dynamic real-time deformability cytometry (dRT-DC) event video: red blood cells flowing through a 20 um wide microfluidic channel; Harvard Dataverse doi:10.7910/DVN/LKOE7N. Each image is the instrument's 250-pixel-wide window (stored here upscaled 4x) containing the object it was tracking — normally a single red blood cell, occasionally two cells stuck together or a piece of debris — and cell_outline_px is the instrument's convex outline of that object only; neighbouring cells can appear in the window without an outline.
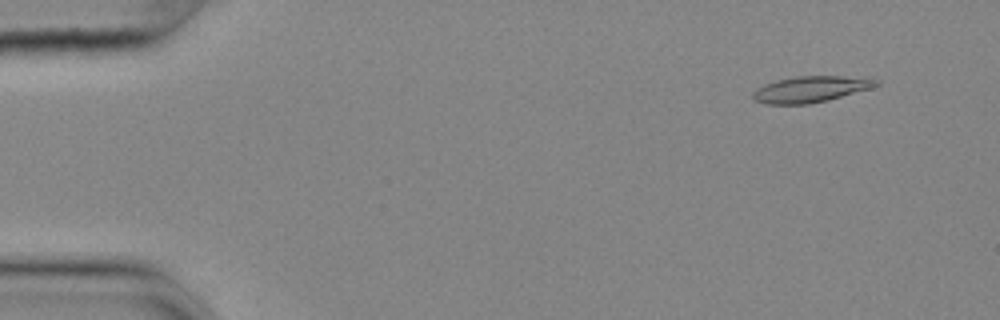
{"species": "common noctule bat (a hibernating species)", "species_latin": "Nyctalus noctula", "temperature_condition": "cold", "stored_images_in_passage": 57, "segment_of_instrument_passage": [1, 2], "camera_frame_rate_fps": 3000, "um_per_image_px": 0.085, "animal": {"sex": "female", "body_mass_g": 25.1}, "frame": {"image": 1, "passage_image": 5, "time_ms": 1.333, "image_size_px": [1000, 320], "cell_outline_px": [[880, 84], [872, 88], [828, 100], [808, 104], [764, 104], [756, 100], [752, 96], [752, 92], [756, 88], [764, 84], [776, 80], [796, 76], [872, 76], [880, 80]], "centroid_in_image_um": [68.99, 7.56], "position_along_channel_um": 16.0, "area_um2": 19.19}}
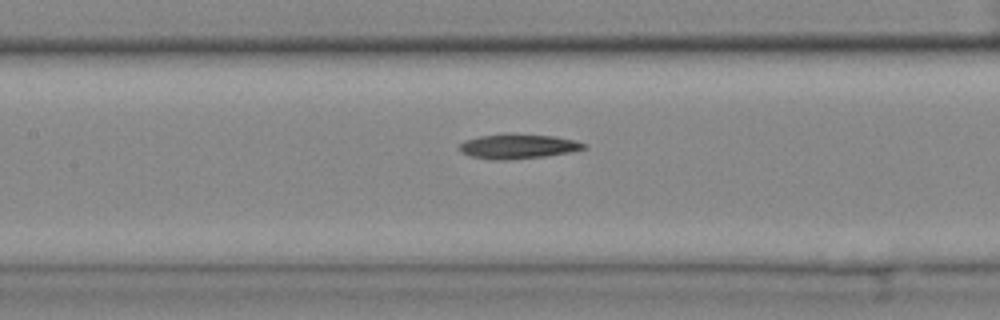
{"frame": {"image": 2, "passage_image": 26, "time_ms": 8.333, "image_size_px": [1000, 320], "cell_outline_px": [[588, 148], [568, 152], [544, 156], [504, 160], [496, 160], [472, 156], [460, 152], [460, 144], [464, 140], [480, 136], [552, 136], [576, 140], [588, 144]], "centroid_in_image_um": [44.07, 12.47], "position_along_channel_um": 163.3, "area_um2": 16.99}}
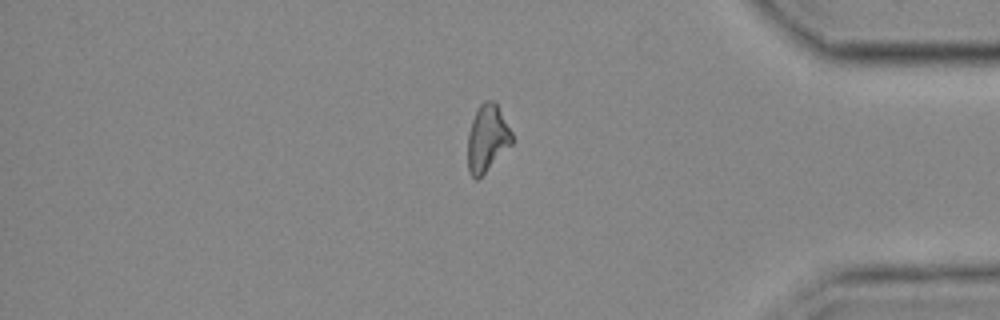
{"frame": {"image": 3, "passage_image": 47, "time_ms": 15.333, "image_size_px": [1000, 320], "cell_outline_px": [[512, 144], [476, 180], [468, 172], [468, 132], [476, 108], [484, 100], [492, 100], [496, 104], [512, 132]], "centroid_in_image_um": [41.39, 11.73], "position_along_channel_um": 393.8, "area_um2": 16.99}}